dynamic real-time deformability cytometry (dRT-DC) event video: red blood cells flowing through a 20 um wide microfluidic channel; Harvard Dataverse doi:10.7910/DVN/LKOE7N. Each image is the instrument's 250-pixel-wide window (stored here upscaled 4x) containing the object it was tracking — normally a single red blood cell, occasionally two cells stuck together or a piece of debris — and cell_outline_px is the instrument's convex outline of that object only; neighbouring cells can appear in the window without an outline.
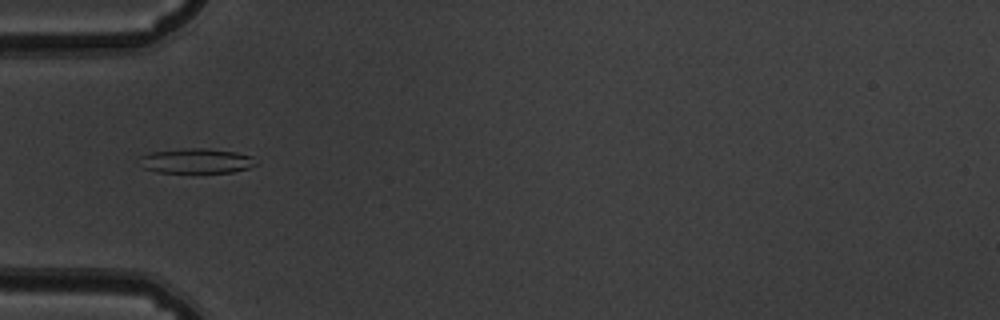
{"species": "common noctule bat (a hibernating species)", "species_latin": "Nyctalus noctula", "temperature_condition": "warm", "stored_images_in_passage": 50, "camera_frame_rate_fps": 3000, "um_per_image_px": 0.085, "animal": {"sex": "male", "body_mass_g": 19.5, "forearm_length_mm": 54.6}, "frame": {"image": 1, "passage_image": 15, "time_ms": 4.667, "image_size_px": [1000, 320], "cell_outline_px": [[260, 164], [248, 168], [232, 172], [156, 172], [144, 168], [140, 156], [152, 152], [184, 148], [204, 148], [236, 152], [252, 156]], "centroid_in_image_um": [16.75, 13.67], "position_along_channel_um": 68.2, "area_um2": 16.76}}
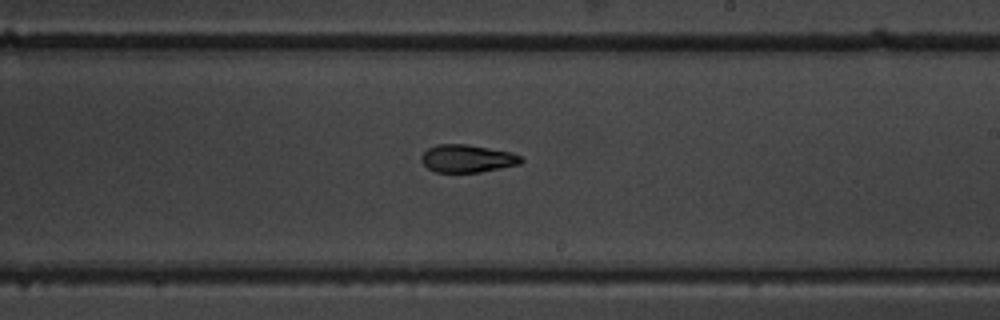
{"frame": {"image": 2, "passage_image": 29, "time_ms": 9.333, "image_size_px": [1000, 320], "cell_outline_px": [[524, 160], [520, 164], [480, 172], [436, 172], [428, 168], [420, 160], [420, 156], [428, 148], [436, 144], [464, 144], [512, 152], [520, 156]], "centroid_in_image_um": [39.7, 13.47], "position_along_channel_um": 249.3, "area_um2": 16.07}}
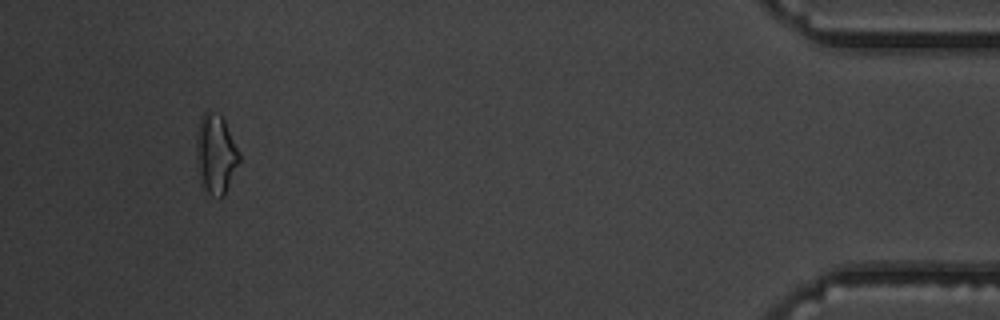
{"frame": {"image": 3, "passage_image": 47, "time_ms": 15.333, "image_size_px": [1000, 320], "cell_outline_px": [[240, 160], [224, 196], [212, 196], [200, 184], [196, 156], [196, 132], [200, 116], [208, 108], [220, 116], [224, 120], [240, 152]], "centroid_in_image_um": [18.32, 13.06], "position_along_channel_um": 416.9, "area_um2": 20.06}, "authors_computed_cell_mechanics": {"area_um2": 16.8487, "velocity_mm_per_s": 3.884, "shape_relaxation_time_tau1_ms": 3.553, "shape_relaxation_time_tau2_ms": 4.765, "deformation_change_tau1": 0.1691, "deformation_change_tau2": 0.1289}}